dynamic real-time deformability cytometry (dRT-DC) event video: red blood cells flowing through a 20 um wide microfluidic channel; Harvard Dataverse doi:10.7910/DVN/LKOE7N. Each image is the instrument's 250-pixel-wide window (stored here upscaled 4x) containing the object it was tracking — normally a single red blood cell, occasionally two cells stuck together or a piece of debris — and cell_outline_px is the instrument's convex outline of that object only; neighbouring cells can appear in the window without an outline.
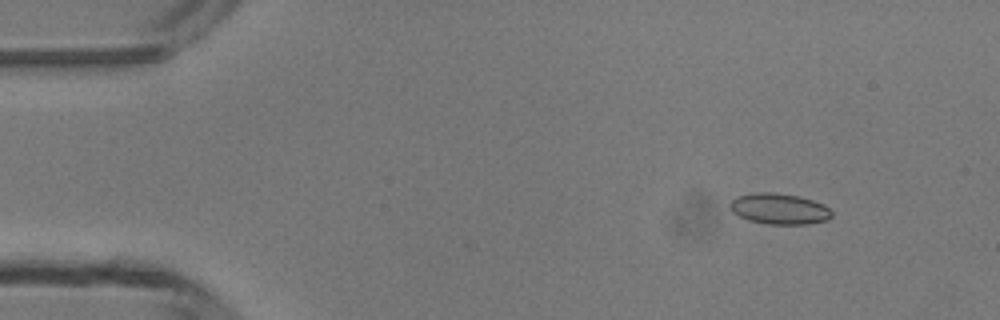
{"species": "common noctule bat (a hibernating species)", "species_latin": "Nyctalus noctula", "temperature_condition": "room temperature", "stored_images_in_passage": 5, "camera_frame_rate_fps": 3000, "um_per_image_px": 0.085, "animal": {"sex": "male", "body_mass_g": 13.3}, "frame": {"image": 1, "passage_image": 1, "time_ms": 0.0, "image_size_px": [1000, 320], "cell_outline_px": [[832, 216], [828, 220], [808, 224], [768, 224], [748, 220], [732, 212], [728, 204], [736, 196], [752, 192], [772, 192], [800, 196], [824, 204], [832, 212]], "centroid_in_image_um": [66.22, 17.74], "position_along_channel_um": 18.8, "area_um2": 18.5}}
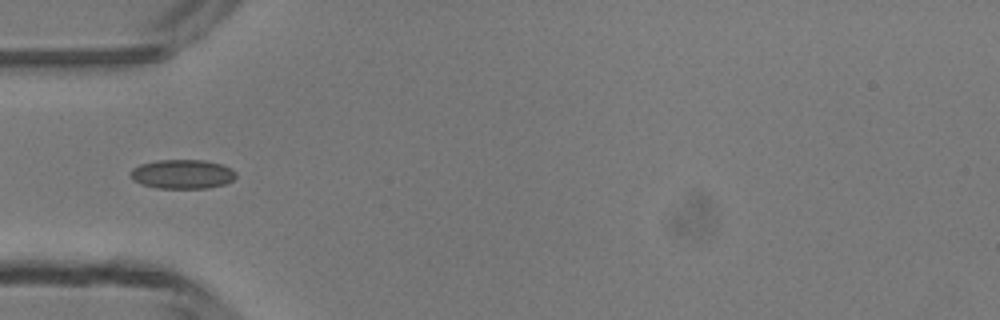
{"frame": {"image": 2, "passage_image": 4, "time_ms": 3.333, "image_size_px": [1000, 320], "cell_outline_px": [[236, 176], [232, 180], [224, 184], [208, 188], [156, 188], [140, 184], [132, 180], [132, 168], [140, 164], [156, 160], [204, 160], [220, 164], [232, 168], [236, 172]], "centroid_in_image_um": [15.5, 14.8], "position_along_channel_um": 69.5, "area_um2": 17.98}}
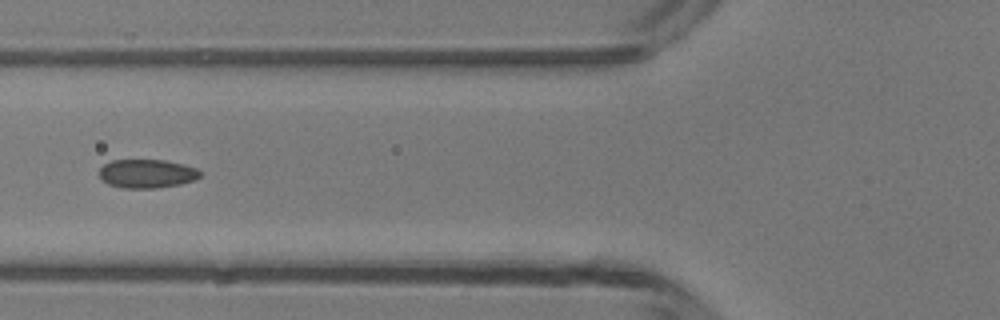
{"frame": {"image": 3, "passage_image": 5, "time_ms": 4.333, "image_size_px": [1000, 320], "cell_outline_px": [[200, 176], [196, 180], [180, 184], [156, 188], [120, 188], [108, 184], [100, 180], [96, 172], [104, 164], [112, 160], [164, 160], [184, 164], [196, 168], [200, 172]], "centroid_in_image_um": [12.43, 14.76], "position_along_channel_um": 113.4, "area_um2": 17.17}}